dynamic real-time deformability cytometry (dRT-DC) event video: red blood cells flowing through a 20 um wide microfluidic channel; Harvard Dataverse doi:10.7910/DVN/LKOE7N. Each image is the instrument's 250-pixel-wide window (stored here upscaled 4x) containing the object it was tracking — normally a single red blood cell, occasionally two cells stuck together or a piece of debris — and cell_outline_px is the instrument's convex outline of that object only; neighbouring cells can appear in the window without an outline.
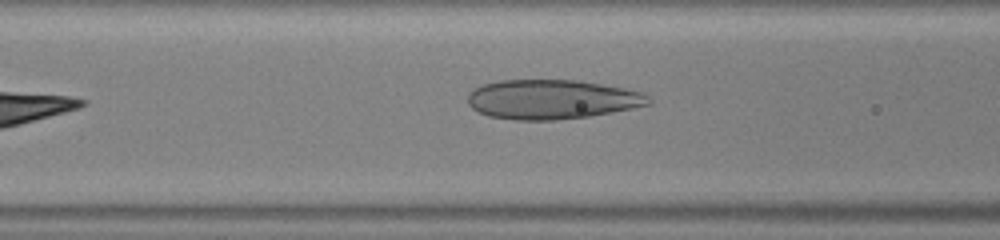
{"species": "human", "species_latin": "Homo sapiens", "temperature_condition": "warm", "stored_images_in_passage": 33, "camera_frame_rate_fps": 3000, "um_per_image_px": 0.085, "donor": {"sex": "male"}, "frame": {"image": 1, "passage_image": 5, "time_ms": 1.333, "image_size_px": [1000, 240], "cell_outline_px": [[652, 104], [612, 112], [588, 116], [556, 120], [516, 120], [488, 116], [472, 108], [468, 104], [468, 92], [484, 84], [500, 80], [576, 80], [624, 88], [644, 92], [652, 100]], "centroid_in_image_um": [46.92, 8.45], "position_along_channel_um": 119.7, "area_um2": 41.56}}
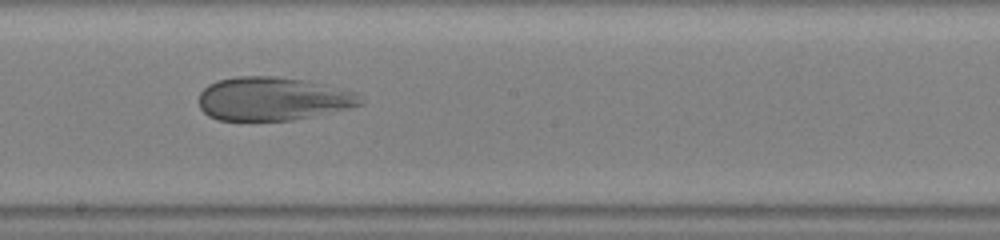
{"frame": {"image": 2, "passage_image": 13, "time_ms": 4.0, "image_size_px": [1000, 240], "cell_outline_px": [[364, 104], [348, 108], [312, 116], [292, 120], [216, 120], [208, 116], [200, 108], [200, 92], [208, 84], [216, 80], [236, 76], [276, 76], [304, 80], [324, 84], [356, 92], [364, 100]], "centroid_in_image_um": [23.18, 8.39], "position_along_channel_um": 225.0, "area_um2": 41.04}}
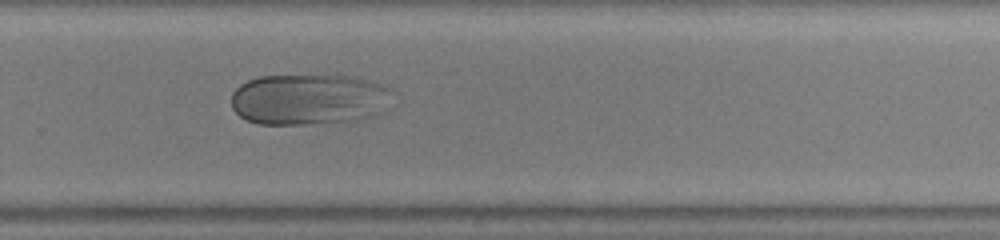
{"frame": {"image": 3, "passage_image": 19, "time_ms": 6.0, "image_size_px": [1000, 240], "cell_outline_px": [[392, 92], [384, 112], [372, 116], [356, 120], [304, 124], [256, 124], [240, 116], [232, 108], [232, 92], [240, 84], [248, 80], [260, 76], [328, 72], [336, 72], [356, 76], [384, 84], [392, 88]], "centroid_in_image_um": [26.3, 8.38], "position_along_channel_um": 303.5, "area_um2": 49.65}}